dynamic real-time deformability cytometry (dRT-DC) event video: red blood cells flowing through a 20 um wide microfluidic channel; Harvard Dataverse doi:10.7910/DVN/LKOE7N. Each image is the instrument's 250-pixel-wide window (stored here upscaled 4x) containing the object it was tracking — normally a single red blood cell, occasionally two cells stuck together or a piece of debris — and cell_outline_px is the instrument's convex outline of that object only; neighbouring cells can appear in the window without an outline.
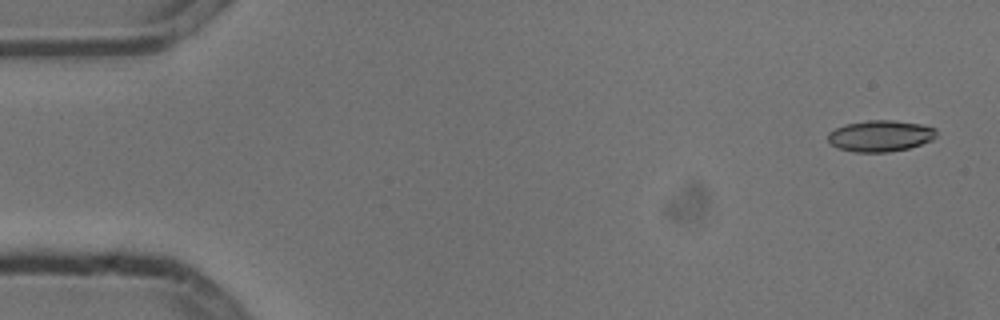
{"species": "common noctule bat (a hibernating species)", "species_latin": "Nyctalus noctula", "temperature_condition": "cold", "stored_images_in_passage": 7, "camera_frame_rate_fps": 3000, "um_per_image_px": 0.085, "animal": {"sex": "male", "body_mass_g": 13.3}, "frame": {"image": 1, "passage_image": 1, "time_ms": 0.0, "image_size_px": [1000, 320], "cell_outline_px": [[936, 136], [932, 140], [908, 148], [888, 152], [856, 152], [840, 148], [832, 144], [828, 140], [828, 132], [844, 124], [868, 120], [892, 120], [920, 124], [936, 128]], "centroid_in_image_um": [74.83, 11.54], "position_along_channel_um": 10.2, "area_um2": 19.65}}
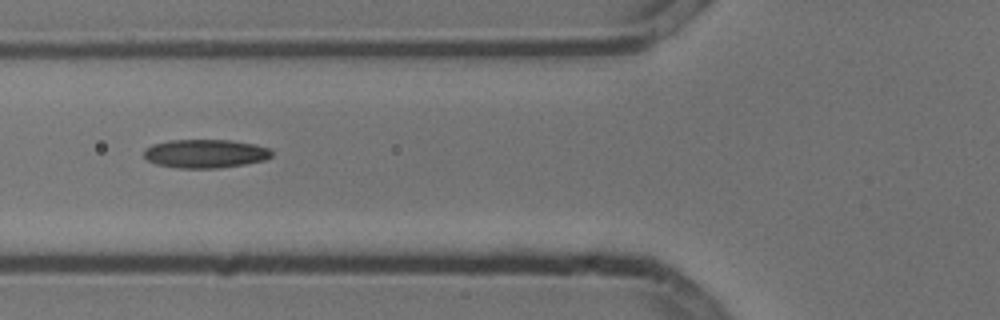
{"frame": {"image": 2, "passage_image": 6, "time_ms": 1.667, "image_size_px": [1000, 320], "cell_outline_px": [[272, 156], [264, 160], [244, 164], [220, 168], [180, 168], [156, 164], [148, 160], [144, 156], [144, 148], [152, 144], [168, 140], [232, 140], [256, 144], [268, 148], [272, 152]], "centroid_in_image_um": [17.44, 13.05], "position_along_channel_um": 108.4, "area_um2": 21.39}}
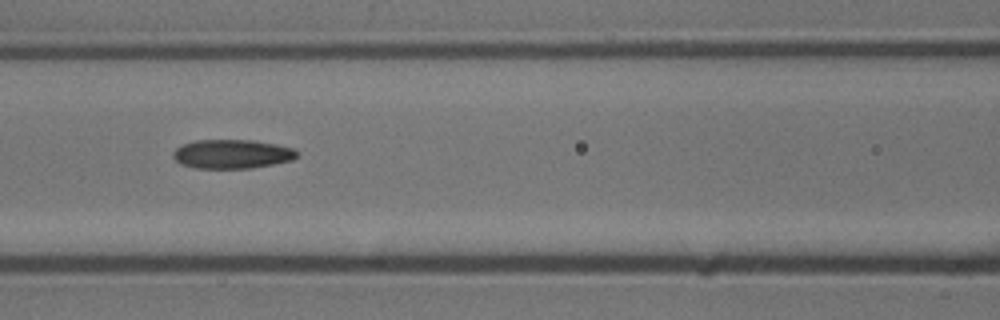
{"frame": {"image": 3, "passage_image": 7, "time_ms": 2.0, "image_size_px": [1000, 320], "cell_outline_px": [[296, 156], [292, 160], [252, 168], [196, 168], [180, 164], [172, 156], [172, 152], [176, 148], [184, 144], [196, 140], [252, 140], [276, 144], [296, 148]], "centroid_in_image_um": [19.71, 13.09], "position_along_channel_um": 146.9, "area_um2": 20.92}}